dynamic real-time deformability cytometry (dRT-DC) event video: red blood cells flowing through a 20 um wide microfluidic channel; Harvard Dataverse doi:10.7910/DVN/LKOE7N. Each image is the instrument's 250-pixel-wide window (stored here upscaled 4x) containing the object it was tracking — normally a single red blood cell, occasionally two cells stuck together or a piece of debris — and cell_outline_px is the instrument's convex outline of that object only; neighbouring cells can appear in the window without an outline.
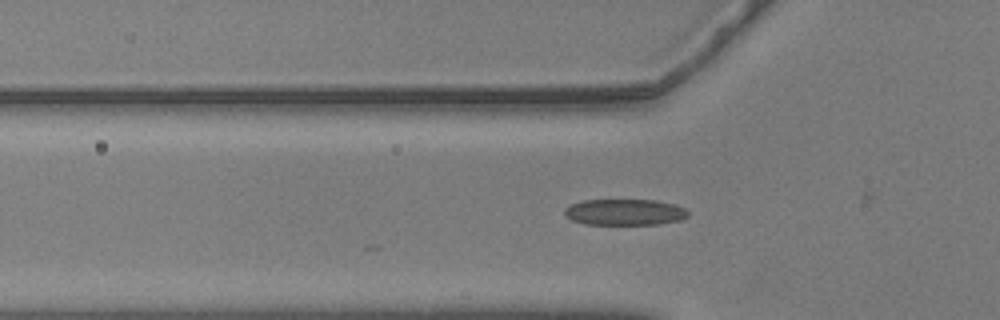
{"species": "common noctule bat (a hibernating species)", "species_latin": "Nyctalus noctula", "temperature_condition": "warm", "stored_images_in_passage": 7, "camera_frame_rate_fps": 3000, "um_per_image_px": 0.085, "animal": {"sex": "male", "body_mass_g": 20.5, "forearm_length_mm": 52.5}, "frame": {"image": 1, "passage_image": 2, "time_ms": 0.333, "image_size_px": [1000, 320], "cell_outline_px": [[688, 216], [680, 220], [656, 224], [584, 224], [572, 220], [564, 216], [564, 208], [572, 204], [584, 200], [656, 200], [672, 204], [684, 208], [688, 212]], "centroid_in_image_um": [53.06, 18.03], "position_along_channel_um": 72.7, "area_um2": 18.73}}
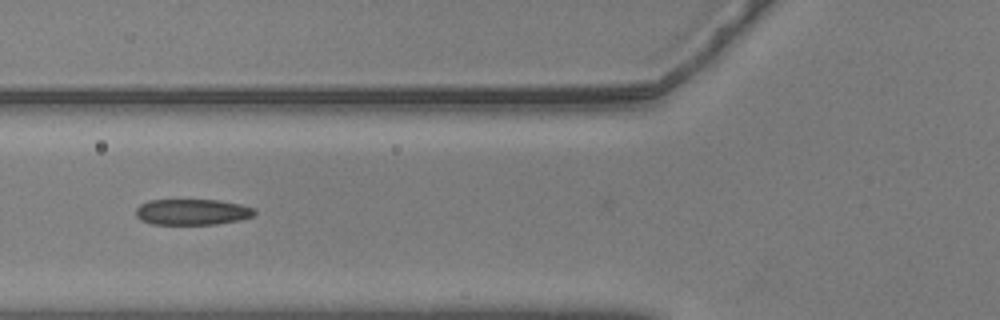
{"frame": {"image": 2, "passage_image": 5, "time_ms": 1.333, "image_size_px": [1000, 320], "cell_outline_px": [[256, 216], [240, 220], [216, 224], [152, 224], [140, 220], [136, 216], [136, 208], [140, 204], [148, 200], [216, 200], [240, 204], [256, 208]], "centroid_in_image_um": [16.36, 18.02], "position_along_channel_um": 109.4, "area_um2": 18.09}}